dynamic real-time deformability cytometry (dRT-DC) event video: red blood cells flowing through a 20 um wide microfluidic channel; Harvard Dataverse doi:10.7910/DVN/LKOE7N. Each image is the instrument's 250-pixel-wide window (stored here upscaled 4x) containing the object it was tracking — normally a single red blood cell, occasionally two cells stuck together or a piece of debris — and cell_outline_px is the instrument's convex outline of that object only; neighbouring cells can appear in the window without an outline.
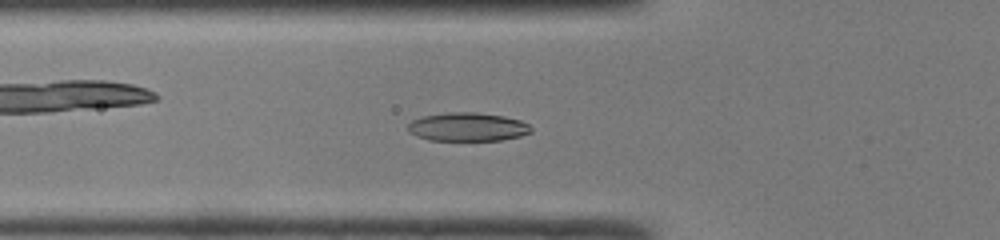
{"species": "common noctule bat (a hibernating species)", "species_latin": "Nyctalus noctula", "temperature_condition": "room temperature", "stored_images_in_passage": 42, "camera_frame_rate_fps": 3000, "um_per_image_px": 0.085, "animal": {"sex": "male", "body_mass_g": 19.0, "forearm_length_mm": 50.8}, "frame": {"image": 1, "passage_image": 11, "time_ms": 3.333, "image_size_px": [1000, 240], "cell_outline_px": [[532, 132], [520, 136], [504, 140], [428, 140], [416, 136], [408, 132], [408, 124], [412, 120], [420, 116], [448, 112], [476, 112], [504, 116], [520, 120], [528, 124], [532, 128]], "centroid_in_image_um": [39.73, 10.78], "position_along_channel_um": 86.1, "area_um2": 20.69}}
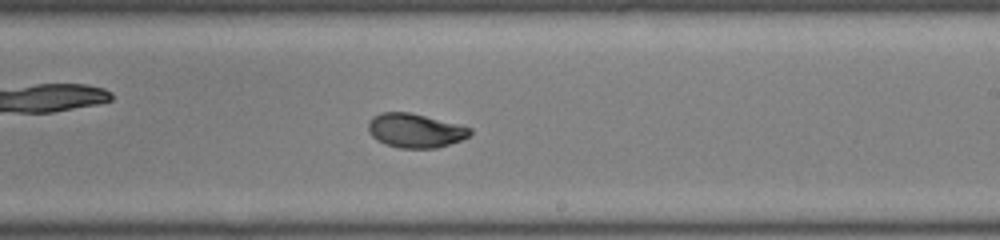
{"frame": {"image": 2, "passage_image": 23, "time_ms": 7.333, "image_size_px": [1000, 240], "cell_outline_px": [[472, 132], [468, 136], [460, 140], [436, 148], [400, 148], [384, 144], [376, 140], [368, 132], [368, 120], [372, 116], [380, 112], [408, 112], [472, 128]], "centroid_in_image_um": [35.22, 11.1], "position_along_channel_um": 253.8, "area_um2": 20.11}}
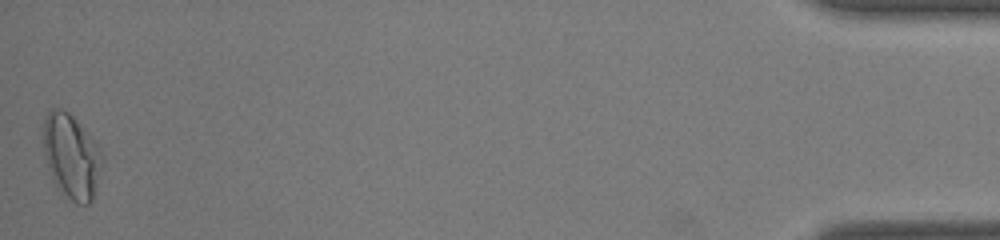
{"frame": {"image": 3, "passage_image": 42, "time_ms": 13.667, "image_size_px": [1000, 240], "cell_outline_px": [[104, 160], [92, 200], [88, 204], [76, 204], [60, 192], [52, 176], [44, 156], [44, 116], [48, 108], [60, 108], [68, 112], [72, 116], [104, 152]], "centroid_in_image_um": [6.08, 13.28], "position_along_channel_um": 429.1, "area_um2": 29.02}, "authors_computed_cell_mechanics": {"area_um2": 20.4901, "velocity_mm_per_s": 4.1957, "shape_relaxation_time_tau1_ms": 3.8818, "shape_relaxation_time_tau2_ms": 0.7331, "deformation_change_tau1": 0.1494, "deformation_change_tau2": 0.0365}}